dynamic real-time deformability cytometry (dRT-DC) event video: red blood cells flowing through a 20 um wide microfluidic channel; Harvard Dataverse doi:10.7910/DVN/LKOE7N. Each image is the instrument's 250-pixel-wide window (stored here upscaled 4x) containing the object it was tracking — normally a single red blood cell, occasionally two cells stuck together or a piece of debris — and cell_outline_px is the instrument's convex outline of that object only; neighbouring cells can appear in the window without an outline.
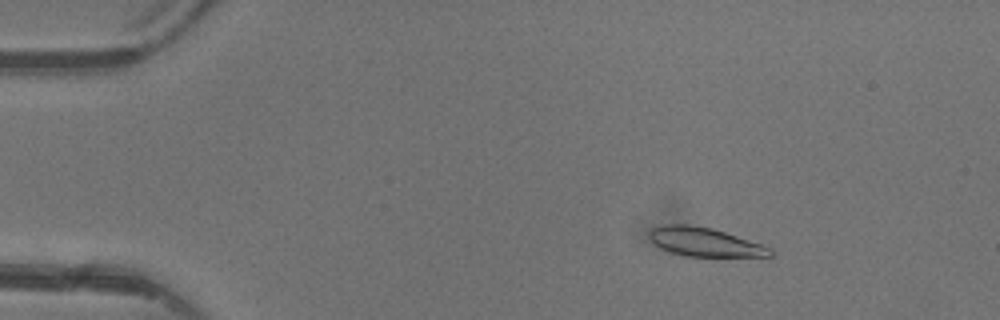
{"species": "common noctule bat (a hibernating species)", "species_latin": "Nyctalus noctula", "temperature_condition": "warm", "stored_images_in_passage": 5, "camera_frame_rate_fps": 3000, "um_per_image_px": 0.085, "animal": {"sex": "female"}, "frame": {"image": 1, "passage_image": 3, "time_ms": 2.333, "image_size_px": [1000, 320], "cell_outline_px": [[776, 252], [772, 256], [684, 256], [660, 248], [648, 236], [648, 232], [652, 228], [660, 224], [688, 224], [712, 228], [772, 248]], "centroid_in_image_um": [59.87, 20.56], "position_along_channel_um": 25.1, "area_um2": 20.17}}